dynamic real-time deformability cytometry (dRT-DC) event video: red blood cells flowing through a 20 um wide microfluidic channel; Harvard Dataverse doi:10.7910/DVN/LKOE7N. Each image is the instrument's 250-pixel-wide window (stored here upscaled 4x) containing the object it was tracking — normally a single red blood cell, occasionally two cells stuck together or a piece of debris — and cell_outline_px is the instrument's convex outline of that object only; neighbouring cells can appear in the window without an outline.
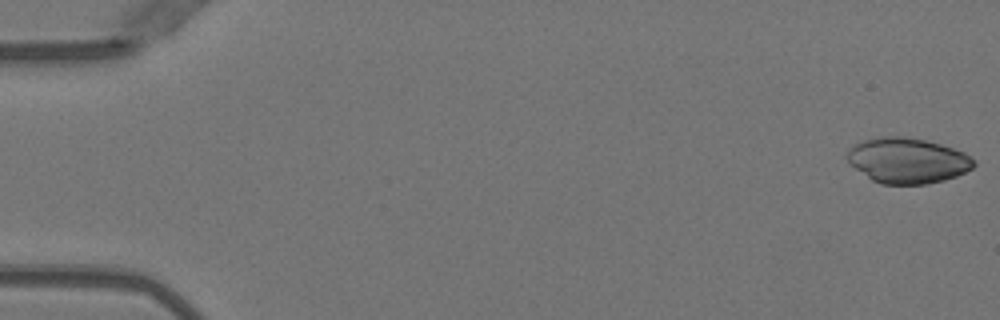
{"species": "Egyptian fruit bat (a non-hibernating species)", "species_latin": "Rousettus aegyptiacus", "temperature_condition": "warm", "stored_images_in_passage": 50, "camera_frame_rate_fps": 3000, "um_per_image_px": 0.085, "animal": {"sex": "female"}, "frame": {"image": 1, "passage_image": 1, "time_ms": 0.0, "image_size_px": [1000, 320], "cell_outline_px": [[976, 164], [972, 168], [956, 176], [944, 180], [924, 184], [880, 184], [872, 180], [848, 164], [844, 156], [848, 148], [864, 140], [880, 136], [904, 136], [924, 140], [940, 144], [964, 152], [976, 160]], "centroid_in_image_um": [77.09, 13.64], "position_along_channel_um": 7.9, "area_um2": 33.76}}
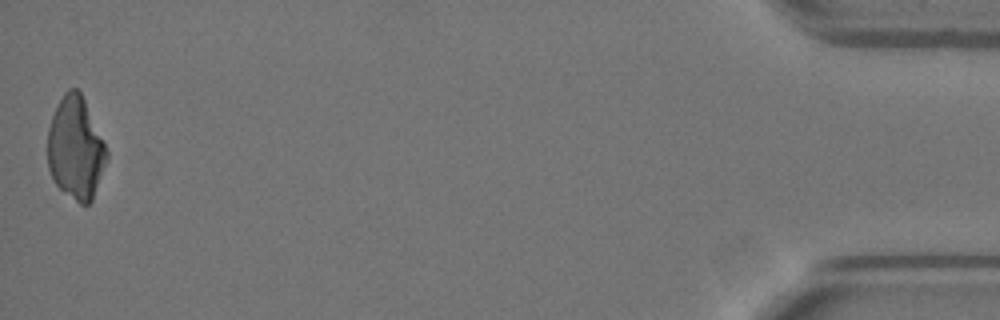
{"frame": {"image": 2, "passage_image": 50, "time_ms": 16.333, "image_size_px": [1000, 320], "cell_outline_px": [[108, 156], [92, 200], [88, 204], [80, 204], [60, 188], [56, 184], [48, 168], [48, 128], [52, 116], [64, 92], [68, 88], [76, 88], [80, 92], [104, 140], [108, 152]], "centroid_in_image_um": [6.43, 12.59], "position_along_channel_um": 428.8, "area_um2": 34.91}}